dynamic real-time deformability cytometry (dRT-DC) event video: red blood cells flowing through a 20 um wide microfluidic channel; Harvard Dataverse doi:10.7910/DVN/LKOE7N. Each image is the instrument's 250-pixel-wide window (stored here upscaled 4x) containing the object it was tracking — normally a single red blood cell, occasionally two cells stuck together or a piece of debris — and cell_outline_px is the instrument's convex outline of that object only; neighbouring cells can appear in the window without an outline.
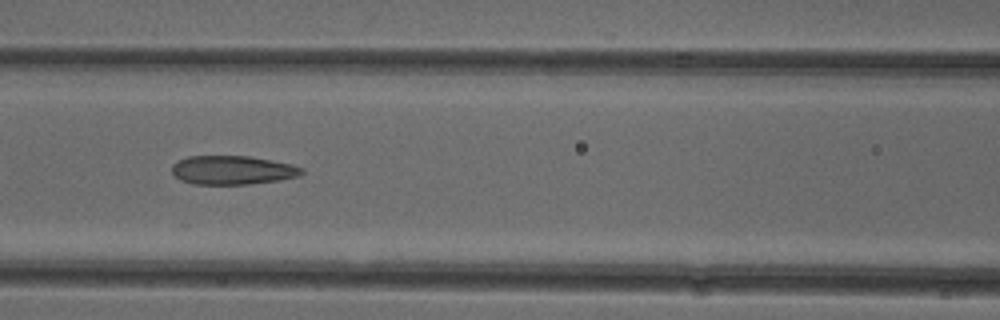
{"species": "common noctule bat (a hibernating species)", "species_latin": "Nyctalus noctula", "temperature_condition": "cold", "stored_images_in_passage": 32, "camera_frame_rate_fps": 3000, "um_per_image_px": 0.085, "animal": {"sex": "female"}, "frame": {"image": 1, "passage_image": 8, "time_ms": 2.333, "image_size_px": [1000, 320], "cell_outline_px": [[304, 172], [296, 176], [280, 180], [252, 184], [192, 184], [180, 180], [172, 172], [172, 164], [188, 156], [248, 156], [272, 160], [292, 164], [304, 168]], "centroid_in_image_um": [19.77, 14.46], "position_along_channel_um": 146.8, "area_um2": 21.85}}
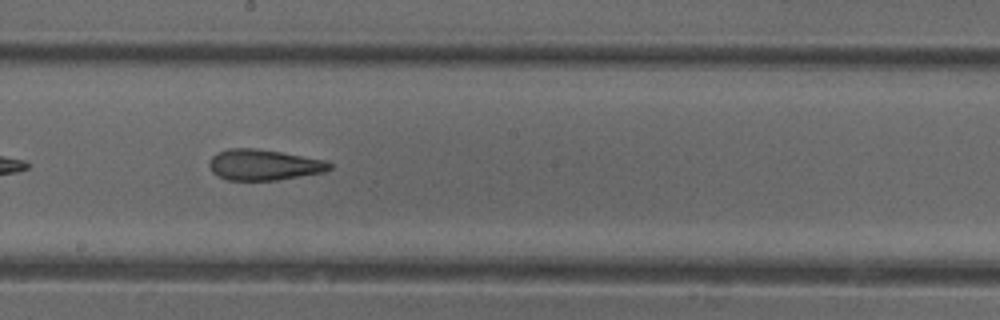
{"frame": {"image": 2, "passage_image": 14, "time_ms": 4.333, "image_size_px": [1000, 320], "cell_outline_px": [[332, 168], [324, 172], [276, 180], [228, 180], [212, 172], [208, 164], [212, 156], [216, 152], [228, 148], [256, 148], [328, 160], [332, 164]], "centroid_in_image_um": [22.43, 14.0], "position_along_channel_um": 225.8, "area_um2": 21.68}}
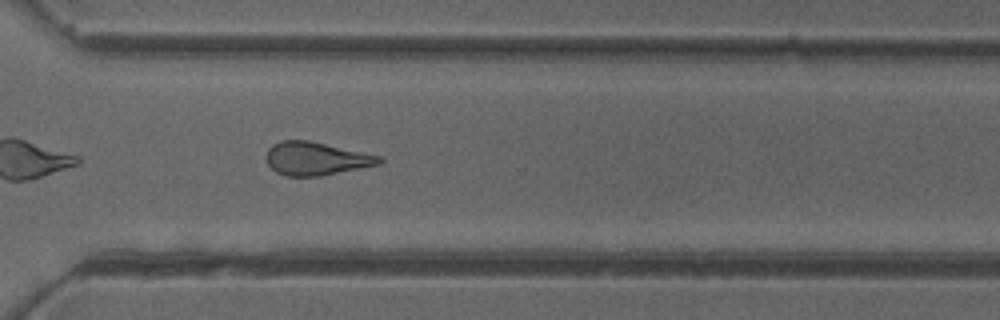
{"frame": {"image": 3, "passage_image": 23, "time_ms": 7.333, "image_size_px": [1000, 320], "cell_outline_px": [[384, 160], [380, 164], [320, 176], [284, 176], [276, 172], [268, 164], [264, 156], [268, 148], [272, 144], [280, 140], [308, 140], [384, 156]], "centroid_in_image_um": [26.86, 13.47], "position_along_channel_um": 343.7, "area_um2": 22.14}, "authors_computed_cell_mechanics": {"area_um2": 21.9351, "velocity_mm_per_s": 3.957, "shape_relaxation_time_tau1_ms": null, "shape_relaxation_time_tau2_ms": 3.2362, "deformation_change_tau1": null, "deformation_change_tau2": 0.1307}}